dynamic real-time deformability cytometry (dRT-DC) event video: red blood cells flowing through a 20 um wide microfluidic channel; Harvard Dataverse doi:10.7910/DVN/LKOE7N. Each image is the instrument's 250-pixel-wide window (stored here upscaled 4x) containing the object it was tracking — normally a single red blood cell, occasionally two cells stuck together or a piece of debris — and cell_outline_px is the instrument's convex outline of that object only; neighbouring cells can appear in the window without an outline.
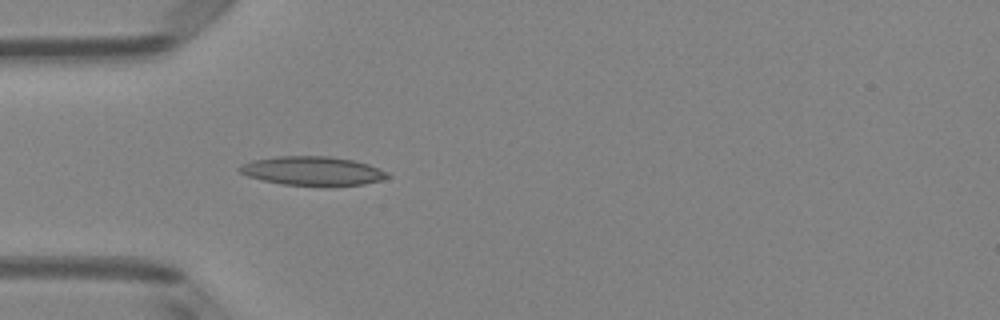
{"species": "Egyptian fruit bat (a non-hibernating species)", "species_latin": "Rousettus aegyptiacus", "temperature_condition": "room temperature", "stored_images_in_passage": 5, "camera_frame_rate_fps": 3000, "um_per_image_px": 0.085, "animal": {"sex": "female"}, "frame": {"image": 1, "passage_image": 5, "time_ms": 1.333, "image_size_px": [1000, 320], "cell_outline_px": [[392, 176], [380, 180], [364, 184], [280, 184], [248, 176], [240, 172], [236, 168], [240, 164], [252, 160], [276, 156], [328, 156], [352, 160], [368, 164], [388, 172]], "centroid_in_image_um": [26.52, 14.5], "position_along_channel_um": 58.5, "area_um2": 24.45}}